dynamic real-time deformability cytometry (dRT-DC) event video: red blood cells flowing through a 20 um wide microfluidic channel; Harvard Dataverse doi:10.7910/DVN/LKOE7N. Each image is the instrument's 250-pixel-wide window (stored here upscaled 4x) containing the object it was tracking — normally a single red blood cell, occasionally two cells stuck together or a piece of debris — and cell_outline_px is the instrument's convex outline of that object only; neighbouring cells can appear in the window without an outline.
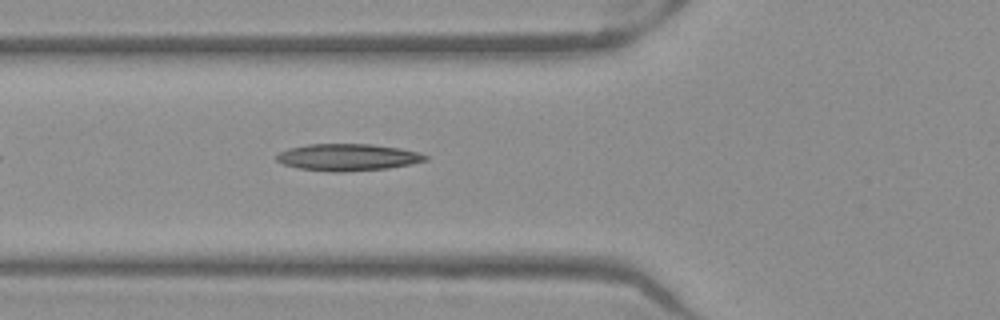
{"species": "Egyptian fruit bat (a non-hibernating species)", "species_latin": "Rousettus aegyptiacus", "temperature_condition": "warm", "stored_images_in_passage": 31, "camera_frame_rate_fps": 3000, "um_per_image_px": 0.085, "frame": {"image": 1, "passage_image": 3, "time_ms": 0.667, "image_size_px": [1000, 320], "cell_outline_px": [[428, 160], [412, 164], [388, 168], [344, 172], [332, 172], [300, 168], [284, 164], [276, 160], [276, 156], [280, 152], [288, 148], [308, 144], [372, 144], [400, 148], [416, 152], [428, 156]], "centroid_in_image_um": [29.57, 13.36], "position_along_channel_um": 96.2, "area_um2": 23.29}}
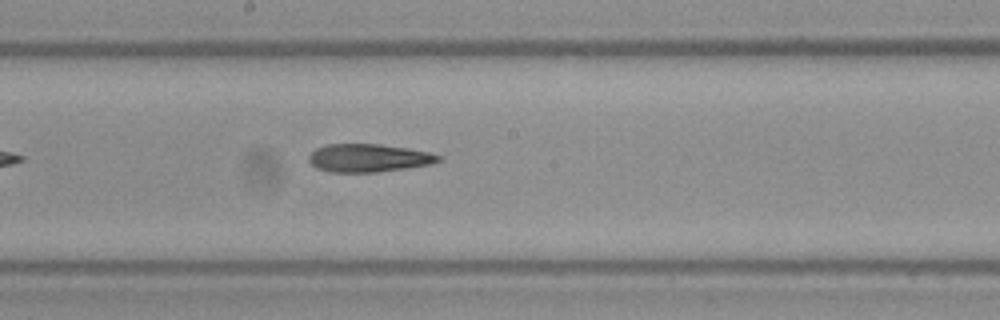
{"frame": {"image": 2, "passage_image": 12, "time_ms": 3.667, "image_size_px": [1000, 320], "cell_outline_px": [[444, 160], [432, 164], [408, 168], [376, 172], [328, 172], [316, 168], [308, 160], [308, 156], [316, 148], [328, 144], [380, 144], [408, 148], [428, 152], [444, 156]], "centroid_in_image_um": [31.37, 13.43], "position_along_channel_um": 216.8, "area_um2": 21.44}}
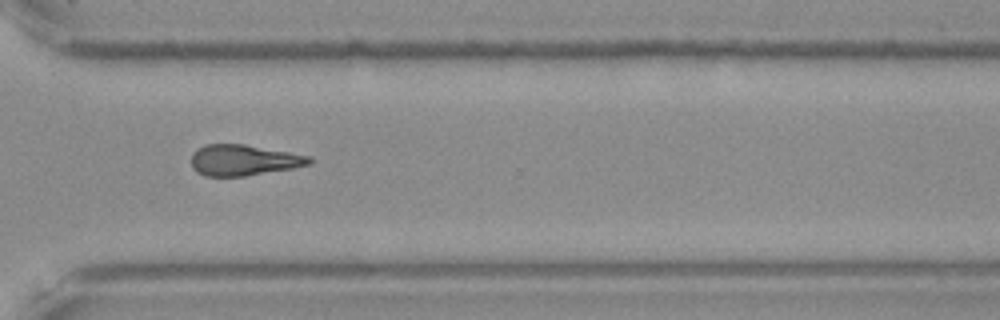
{"frame": {"image": 3, "passage_image": 22, "time_ms": 7.0, "image_size_px": [1000, 320], "cell_outline_px": [[312, 164], [292, 168], [244, 176], [204, 176], [196, 172], [192, 168], [192, 152], [196, 148], [204, 144], [244, 144], [288, 152], [308, 156], [312, 160]], "centroid_in_image_um": [20.65, 13.61], "position_along_channel_um": 349.9, "area_um2": 21.21}}